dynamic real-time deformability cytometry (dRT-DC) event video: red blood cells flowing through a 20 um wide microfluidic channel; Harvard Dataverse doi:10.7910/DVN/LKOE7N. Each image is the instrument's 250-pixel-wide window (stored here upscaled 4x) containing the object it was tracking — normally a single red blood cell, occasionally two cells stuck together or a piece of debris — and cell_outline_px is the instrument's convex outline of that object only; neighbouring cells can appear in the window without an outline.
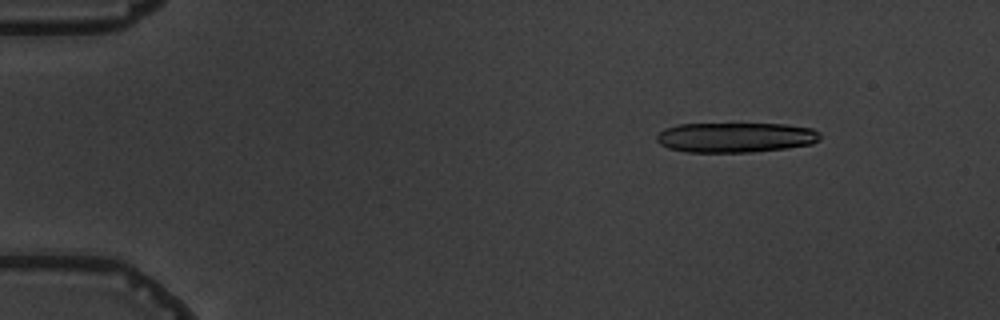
{"species": "common noctule bat (a hibernating species)", "species_latin": "Nyctalus noctula", "temperature_condition": "warm", "stored_images_in_passage": 7, "segment_of_instrument_passage": [1, 2], "camera_frame_rate_fps": 3000, "um_per_image_px": 0.085, "animal": {"sex": "male", "body_mass_g": 19.5, "forearm_length_mm": 54.6}, "frame": {"image": 1, "passage_image": 2, "time_ms": 1.333, "image_size_px": [1000, 320], "cell_outline_px": [[820, 140], [812, 144], [788, 148], [752, 152], [688, 152], [668, 148], [660, 144], [656, 140], [656, 136], [664, 128], [676, 124], [788, 124], [812, 128], [820, 132]], "centroid_in_image_um": [62.54, 11.68], "position_along_channel_um": 22.5, "area_um2": 28.78}}